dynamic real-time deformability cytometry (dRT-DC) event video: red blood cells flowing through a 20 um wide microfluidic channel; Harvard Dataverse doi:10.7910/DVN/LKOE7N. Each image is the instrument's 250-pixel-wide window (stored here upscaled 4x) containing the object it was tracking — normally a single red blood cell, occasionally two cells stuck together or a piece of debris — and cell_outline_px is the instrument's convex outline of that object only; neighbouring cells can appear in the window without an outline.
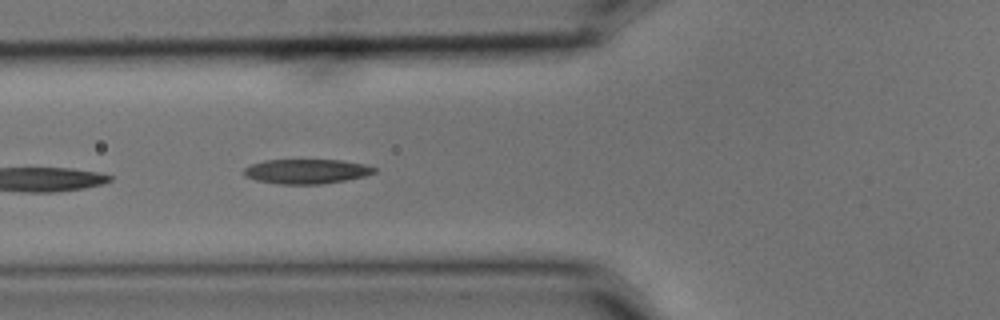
{"species": "common noctule bat (a hibernating species)", "species_latin": "Nyctalus noctula", "temperature_condition": "cold", "stored_images_in_passage": 6, "camera_frame_rate_fps": 3000, "um_per_image_px": 0.085, "animal": {"sex": "male", "body_mass_g": 15.6}, "frame": {"image": 1, "passage_image": 6, "time_ms": 1.667, "image_size_px": [1000, 320], "cell_outline_px": [[376, 172], [364, 176], [344, 180], [320, 184], [276, 184], [256, 180], [244, 176], [240, 172], [248, 164], [264, 160], [340, 160], [364, 164], [376, 168]], "centroid_in_image_um": [25.96, 14.56], "position_along_channel_um": 99.8, "area_um2": 18.84}}